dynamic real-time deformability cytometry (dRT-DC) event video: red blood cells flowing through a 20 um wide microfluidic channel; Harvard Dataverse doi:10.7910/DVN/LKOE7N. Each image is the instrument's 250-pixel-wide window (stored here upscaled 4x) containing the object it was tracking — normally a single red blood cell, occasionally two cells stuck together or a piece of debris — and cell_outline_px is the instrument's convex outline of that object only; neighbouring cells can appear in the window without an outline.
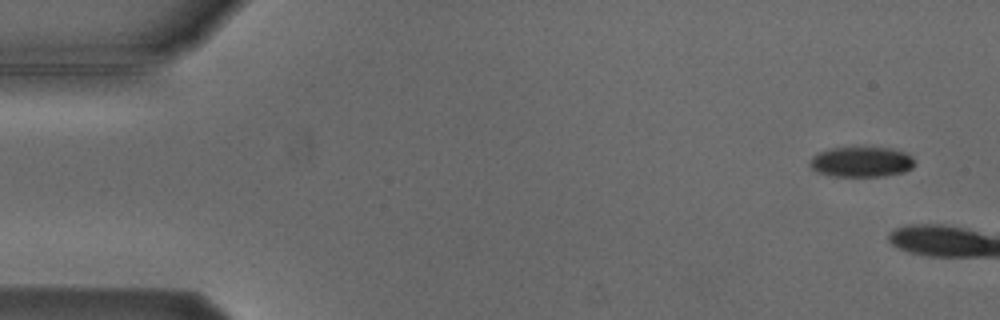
{"species": "Egyptian fruit bat (a non-hibernating species)", "species_latin": "Rousettus aegyptiacus", "temperature_condition": "cold", "stored_images_in_passage": 3, "camera_frame_rate_fps": 3000, "um_per_image_px": 0.085, "animal": {"sex": "male"}, "frame": {"image": 1, "passage_image": 1, "time_ms": 0.0, "image_size_px": [1000, 320], "cell_outline_px": [[916, 164], [912, 168], [904, 172], [884, 176], [832, 176], [816, 172], [808, 164], [808, 160], [816, 152], [828, 148], [856, 144], [864, 144], [892, 148], [908, 152], [912, 156]], "centroid_in_image_um": [73.2, 13.69], "position_along_channel_um": 11.8, "area_um2": 19.88}}